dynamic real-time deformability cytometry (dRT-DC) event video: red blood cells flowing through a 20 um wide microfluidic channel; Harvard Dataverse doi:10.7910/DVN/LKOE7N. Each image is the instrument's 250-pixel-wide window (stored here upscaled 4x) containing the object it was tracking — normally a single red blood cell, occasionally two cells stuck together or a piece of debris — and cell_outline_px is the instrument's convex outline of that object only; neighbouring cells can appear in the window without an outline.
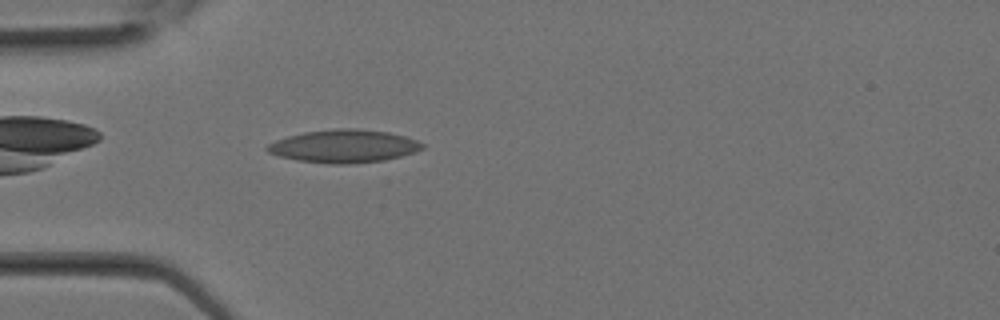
{"species": "Egyptian fruit bat (a non-hibernating species)", "species_latin": "Rousettus aegyptiacus", "temperature_condition": "room temperature", "stored_images_in_passage": 4, "camera_frame_rate_fps": 3000, "um_per_image_px": 0.085, "animal": {"sex": "female"}, "frame": {"image": 1, "passage_image": 2, "time_ms": 0.333, "image_size_px": [1000, 320], "cell_outline_px": [[424, 148], [416, 152], [384, 160], [348, 164], [332, 164], [296, 160], [280, 156], [268, 152], [264, 148], [268, 144], [276, 140], [288, 136], [304, 132], [340, 128], [356, 128], [388, 132], [404, 136], [416, 140], [424, 144]], "centroid_in_image_um": [29.23, 12.42], "position_along_channel_um": 55.8, "area_um2": 29.71}}
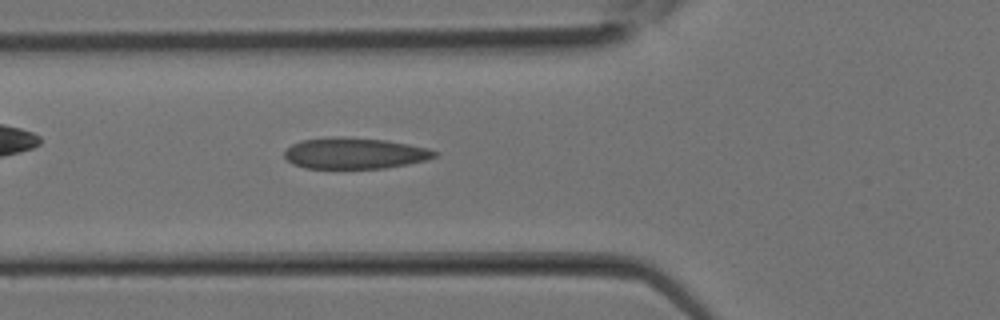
{"frame": {"image": 2, "passage_image": 4, "time_ms": 1.0, "image_size_px": [1000, 320], "cell_outline_px": [[440, 152], [436, 156], [428, 160], [384, 168], [304, 168], [292, 164], [284, 156], [284, 152], [292, 144], [300, 140], [340, 136], [384, 140], [408, 144], [428, 148]], "centroid_in_image_um": [30.15, 13.03], "position_along_channel_um": 95.7, "area_um2": 27.22}}